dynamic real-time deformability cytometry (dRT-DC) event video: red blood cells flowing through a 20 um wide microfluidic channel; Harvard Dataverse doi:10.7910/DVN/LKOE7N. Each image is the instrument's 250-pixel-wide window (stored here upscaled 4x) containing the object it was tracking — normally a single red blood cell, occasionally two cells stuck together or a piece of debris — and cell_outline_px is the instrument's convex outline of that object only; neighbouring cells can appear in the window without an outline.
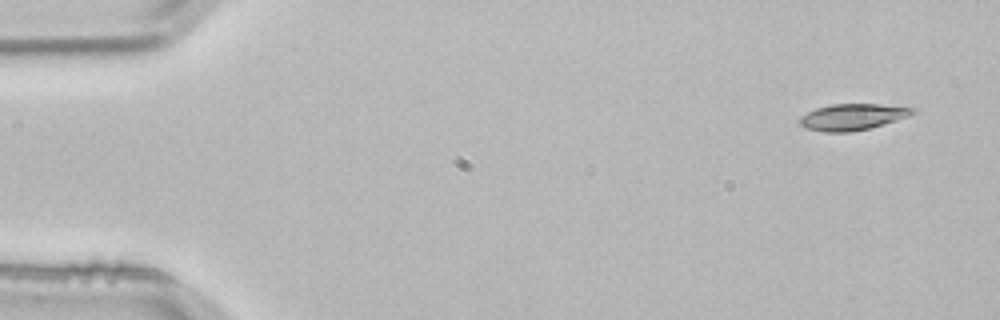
{"species": "common noctule bat (a hibernating species)", "species_latin": "Nyctalus noctula", "temperature_condition": "room temperature", "stored_images_in_passage": 3, "camera_frame_rate_fps": 3000, "um_per_image_px": 0.085, "animal": {"sex": "male", "body_mass_g": 21.5, "forearm_length_mm": 52.0}, "frame": {"image": 1, "passage_image": 1, "time_ms": 0.0, "image_size_px": [1000, 320], "cell_outline_px": [[916, 112], [908, 116], [872, 128], [852, 132], [824, 132], [804, 128], [800, 124], [800, 116], [816, 108], [832, 104], [880, 104], [916, 108]], "centroid_in_image_um": [72.46, 9.94], "position_along_channel_um": 12.5, "area_um2": 17.4}}
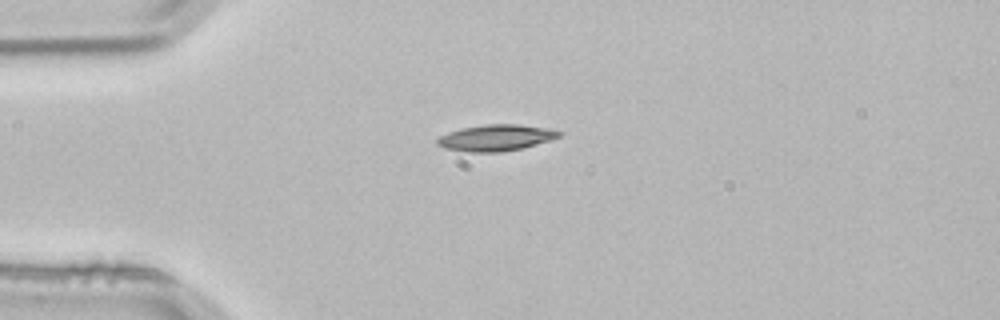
{"frame": {"image": 2, "passage_image": 3, "time_ms": 0.667, "image_size_px": [1000, 320], "cell_outline_px": [[564, 132], [560, 136], [552, 140], [524, 148], [500, 152], [468, 152], [444, 148], [436, 144], [436, 140], [440, 136], [448, 132], [460, 128], [484, 124], [520, 124], [548, 128]], "centroid_in_image_um": [42.17, 11.7], "position_along_channel_um": 42.8, "area_um2": 18.96}}